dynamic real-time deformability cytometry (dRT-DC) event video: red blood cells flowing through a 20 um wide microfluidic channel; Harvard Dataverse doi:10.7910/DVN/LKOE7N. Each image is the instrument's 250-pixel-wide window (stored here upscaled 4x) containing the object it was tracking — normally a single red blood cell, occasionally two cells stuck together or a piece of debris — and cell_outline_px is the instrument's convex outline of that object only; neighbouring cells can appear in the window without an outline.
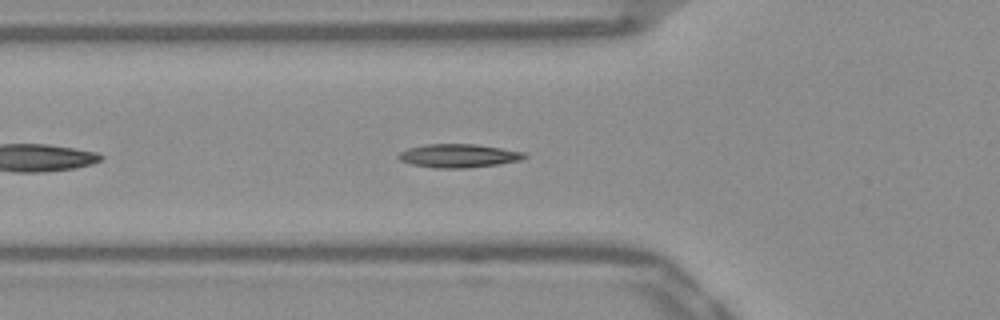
{"species": "Egyptian fruit bat (a non-hibernating species)", "species_latin": "Rousettus aegyptiacus", "temperature_condition": "warm", "stored_images_in_passage": 25, "camera_frame_rate_fps": 3000, "um_per_image_px": 0.085, "frame": {"image": 1, "passage_image": 6, "time_ms": 1.667, "image_size_px": [1000, 320], "cell_outline_px": [[528, 156], [520, 160], [496, 164], [464, 168], [436, 168], [412, 164], [400, 160], [396, 156], [400, 152], [408, 148], [424, 144], [476, 144], [524, 152]], "centroid_in_image_um": [38.94, 13.23], "position_along_channel_um": 86.9, "area_um2": 17.11}}
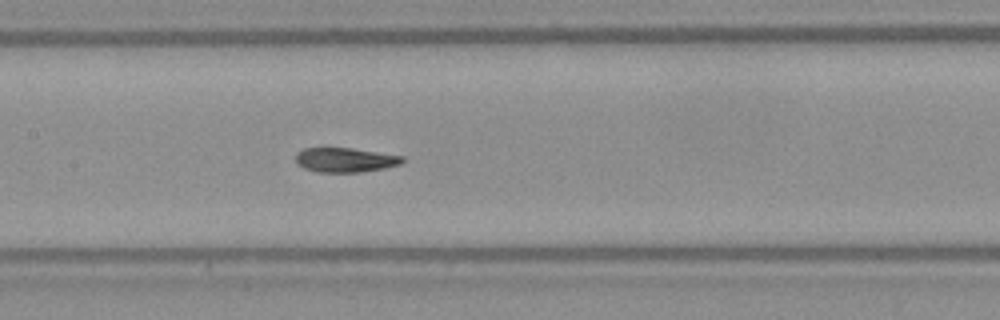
{"frame": {"image": 2, "passage_image": 13, "time_ms": 4.0, "image_size_px": [1000, 320], "cell_outline_px": [[404, 160], [400, 164], [384, 168], [360, 172], [316, 172], [304, 168], [296, 160], [296, 152], [304, 148], [352, 148], [404, 156]], "centroid_in_image_um": [29.34, 13.59], "position_along_channel_um": 178.1, "area_um2": 15.14}}
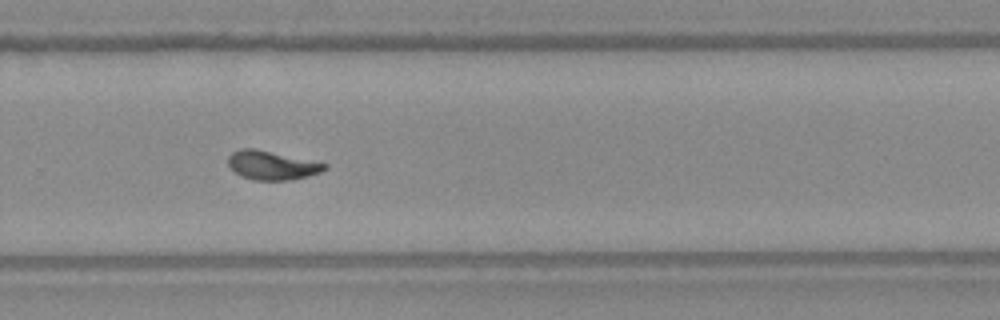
{"frame": {"image": 3, "passage_image": 23, "time_ms": 7.333, "image_size_px": [1000, 320], "cell_outline_px": [[328, 168], [320, 172], [308, 176], [288, 180], [252, 180], [236, 172], [228, 164], [228, 156], [232, 152], [240, 148], [252, 148], [328, 164]], "centroid_in_image_um": [23.1, 14.05], "position_along_channel_um": 306.7, "area_um2": 15.9}}